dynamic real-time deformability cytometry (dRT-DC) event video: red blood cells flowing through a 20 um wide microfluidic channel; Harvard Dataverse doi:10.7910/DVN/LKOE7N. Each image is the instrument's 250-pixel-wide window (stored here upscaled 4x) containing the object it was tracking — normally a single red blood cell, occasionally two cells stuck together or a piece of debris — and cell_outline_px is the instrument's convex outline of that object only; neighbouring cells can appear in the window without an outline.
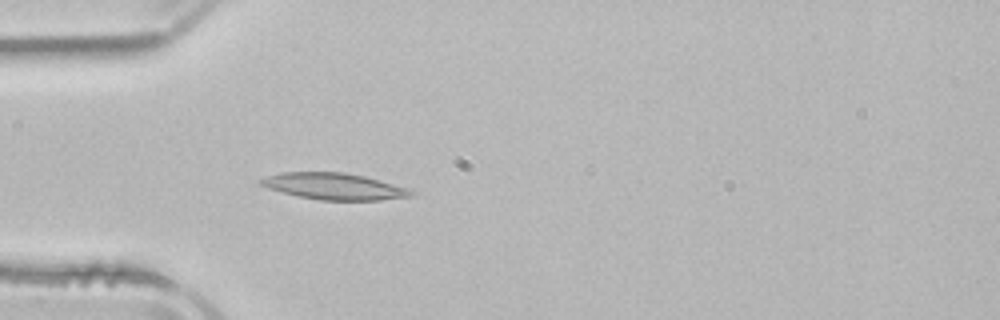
{"species": "common noctule bat (a hibernating species)", "species_latin": "Nyctalus noctula", "temperature_condition": "room temperature", "stored_images_in_passage": 3, "camera_frame_rate_fps": 3000, "um_per_image_px": 0.085, "animal": {"sex": "male", "body_mass_g": 21.5, "forearm_length_mm": 52.0}, "frame": {"image": 1, "passage_image": 3, "time_ms": 2.333, "image_size_px": [1000, 320], "cell_outline_px": [[416, 196], [380, 200], [320, 200], [300, 196], [268, 188], [260, 184], [256, 180], [280, 172], [344, 172], [364, 176], [392, 184], [404, 188], [412, 192]], "centroid_in_image_um": [28.36, 15.83], "position_along_channel_um": 56.6, "area_um2": 22.89}}